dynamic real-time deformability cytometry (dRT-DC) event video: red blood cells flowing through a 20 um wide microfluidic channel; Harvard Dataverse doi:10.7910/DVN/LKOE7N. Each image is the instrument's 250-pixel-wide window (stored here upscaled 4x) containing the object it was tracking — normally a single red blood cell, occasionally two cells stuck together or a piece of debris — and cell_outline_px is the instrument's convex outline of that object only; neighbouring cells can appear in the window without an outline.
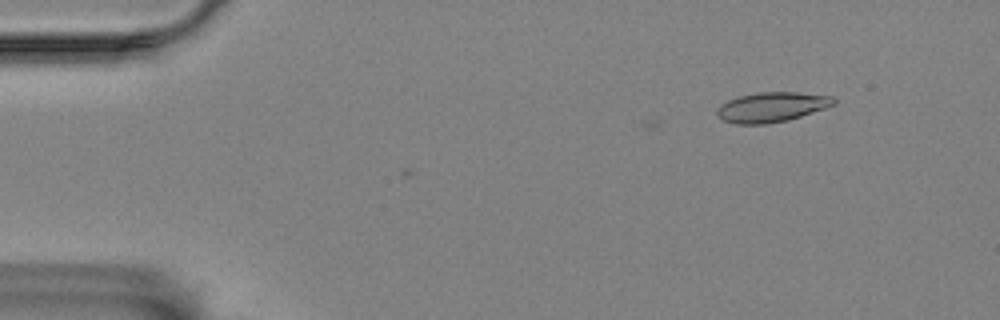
{"species": "Egyptian fruit bat (a non-hibernating species)", "species_latin": "Rousettus aegyptiacus", "temperature_condition": "room temperature", "stored_images_in_passage": 4, "camera_frame_rate_fps": 3000, "um_per_image_px": 0.085, "animal": {"sex": "female"}, "frame": {"image": 1, "passage_image": 1, "time_ms": 0.0, "image_size_px": [1000, 320], "cell_outline_px": [[836, 104], [788, 120], [764, 124], [736, 124], [724, 120], [716, 116], [716, 108], [720, 104], [728, 100], [740, 96], [760, 92], [796, 92], [832, 96], [836, 100]], "centroid_in_image_um": [65.56, 9.1], "position_along_channel_um": 19.4, "area_um2": 20.23}}